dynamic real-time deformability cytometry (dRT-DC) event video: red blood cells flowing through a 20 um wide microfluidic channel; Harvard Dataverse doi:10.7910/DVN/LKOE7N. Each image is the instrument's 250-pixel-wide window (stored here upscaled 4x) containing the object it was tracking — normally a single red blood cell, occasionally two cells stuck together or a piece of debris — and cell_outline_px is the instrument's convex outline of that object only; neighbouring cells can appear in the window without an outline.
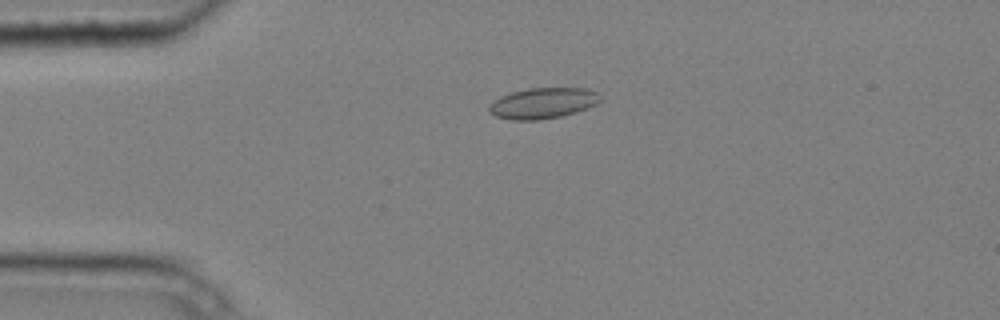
{"species": "common noctule bat (a hibernating species)", "species_latin": "Nyctalus noctula", "temperature_condition": "cold", "stored_images_in_passage": 6, "camera_frame_rate_fps": 3000, "um_per_image_px": 0.085, "animal": {"sex": "male", "body_mass_g": 20.4}, "frame": {"image": 1, "passage_image": 4, "time_ms": 1.0, "image_size_px": [1000, 320], "cell_outline_px": [[600, 100], [596, 104], [576, 112], [560, 116], [540, 120], [512, 120], [496, 116], [488, 112], [488, 104], [492, 100], [500, 96], [512, 92], [528, 88], [588, 88], [596, 92], [600, 96]], "centroid_in_image_um": [46.1, 8.77], "position_along_channel_um": 38.9, "area_um2": 20.06}}
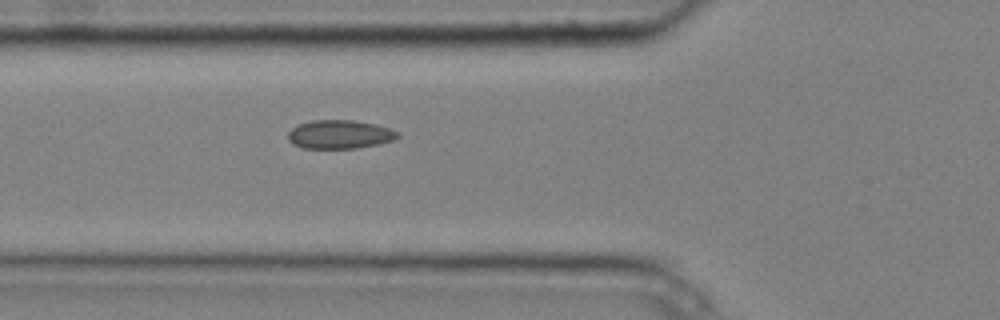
{"frame": {"image": 2, "passage_image": 6, "time_ms": 1.667, "image_size_px": [1000, 320], "cell_outline_px": [[400, 136], [392, 140], [380, 144], [356, 148], [304, 148], [292, 144], [288, 140], [288, 132], [296, 124], [312, 120], [352, 120], [376, 124], [400, 132]], "centroid_in_image_um": [28.86, 11.42], "position_along_channel_um": 96.9, "area_um2": 18.44}}